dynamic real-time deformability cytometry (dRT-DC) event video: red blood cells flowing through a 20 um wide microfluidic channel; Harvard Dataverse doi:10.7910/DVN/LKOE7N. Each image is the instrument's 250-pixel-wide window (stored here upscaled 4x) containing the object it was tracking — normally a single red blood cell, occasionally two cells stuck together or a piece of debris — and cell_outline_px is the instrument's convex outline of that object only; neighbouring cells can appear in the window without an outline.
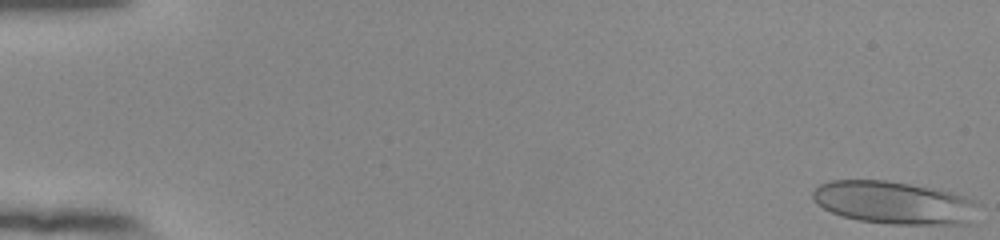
{"species": "human", "species_latin": "Homo sapiens", "temperature_condition": "room temperature", "stored_images_in_passage": 54, "camera_frame_rate_fps": 3000, "um_per_image_px": 0.085, "donor": {"sex": "female"}, "frame": {"image": 1, "passage_image": 1, "time_ms": 0.0, "image_size_px": [1000, 240], "cell_outline_px": [[980, 204], [968, 224], [892, 224], [860, 220], [844, 216], [832, 212], [824, 208], [812, 196], [812, 192], [820, 184], [832, 180], [888, 180], [952, 192], [964, 196]], "centroid_in_image_um": [76.01, 17.22], "position_along_channel_um": 9.0, "area_um2": 40.86}}
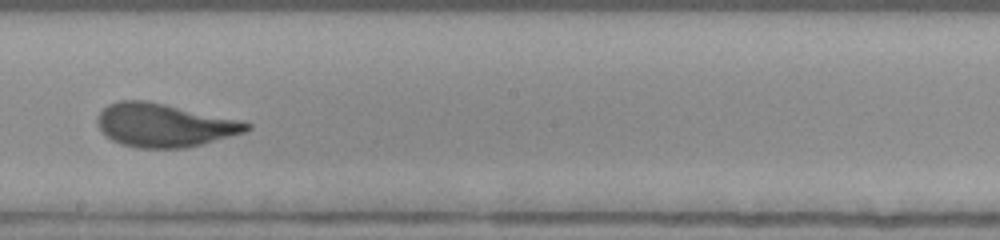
{"frame": {"image": 2, "passage_image": 32, "time_ms": 10.333, "image_size_px": [1000, 240], "cell_outline_px": [[252, 128], [244, 132], [200, 144], [184, 148], [136, 148], [120, 144], [112, 140], [100, 128], [96, 120], [96, 116], [108, 104], [120, 100], [144, 100], [164, 104], [236, 120], [252, 124]], "centroid_in_image_um": [13.89, 10.65], "position_along_channel_um": 234.3, "area_um2": 37.05}}
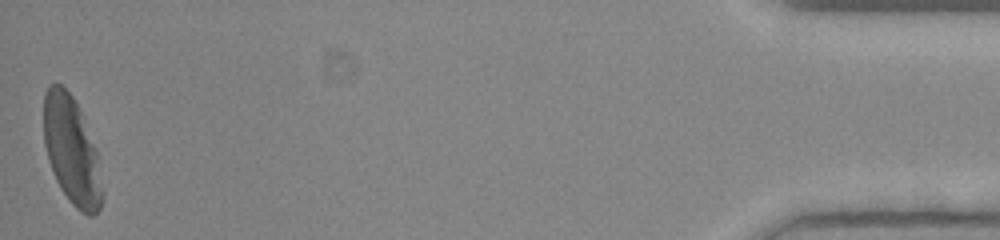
{"frame": {"image": 3, "passage_image": 54, "time_ms": 17.667, "image_size_px": [1000, 240], "cell_outline_px": [[104, 200], [100, 208], [92, 216], [88, 216], [80, 212], [68, 200], [60, 188], [56, 180], [48, 160], [44, 144], [44, 92], [48, 84], [60, 84], [72, 96], [80, 108], [84, 116], [96, 148], [104, 192]], "centroid_in_image_um": [6.11, 12.83], "position_along_channel_um": 429.1, "area_um2": 37.34}, "authors_computed_cell_mechanics": {"area_um2": 37.6278, "velocity_mm_per_s": 3.8355, "shape_relaxation_time_tau1_ms": 5.0843, "shape_relaxation_time_tau2_ms": 0.8191, "deformation_change_tau1": 0.216, "deformation_change_tau2": 0.0699}}